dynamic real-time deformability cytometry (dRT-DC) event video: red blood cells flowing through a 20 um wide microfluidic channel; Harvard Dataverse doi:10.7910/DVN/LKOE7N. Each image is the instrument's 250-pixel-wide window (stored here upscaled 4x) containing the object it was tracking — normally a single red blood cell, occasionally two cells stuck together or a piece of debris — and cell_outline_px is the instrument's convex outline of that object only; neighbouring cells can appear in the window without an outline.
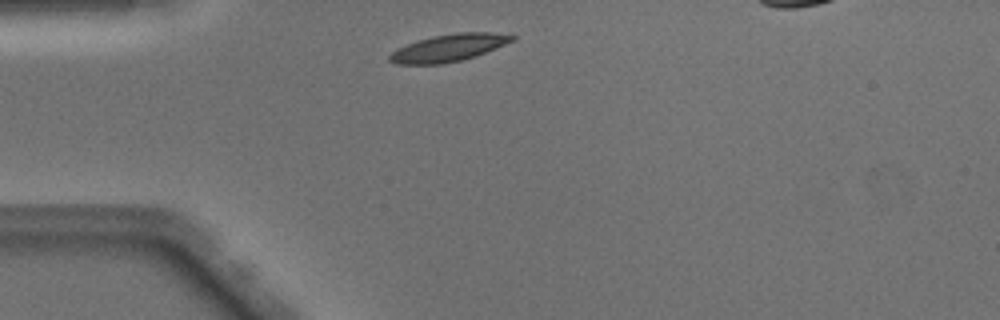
{"species": "Egyptian fruit bat (a non-hibernating species)", "species_latin": "Rousettus aegyptiacus", "temperature_condition": "warm", "stored_images_in_passage": 36, "camera_frame_rate_fps": 3000, "um_per_image_px": 0.085, "animal": {"sex": "male"}, "frame": {"image": 1, "passage_image": 2, "time_ms": 0.333, "image_size_px": [1000, 320], "cell_outline_px": [[516, 40], [476, 56], [460, 60], [440, 64], [396, 64], [388, 60], [388, 56], [396, 48], [432, 36], [456, 32], [492, 32], [516, 36]], "centroid_in_image_um": [38.15, 4.06], "position_along_channel_um": 46.8, "area_um2": 19.42}}
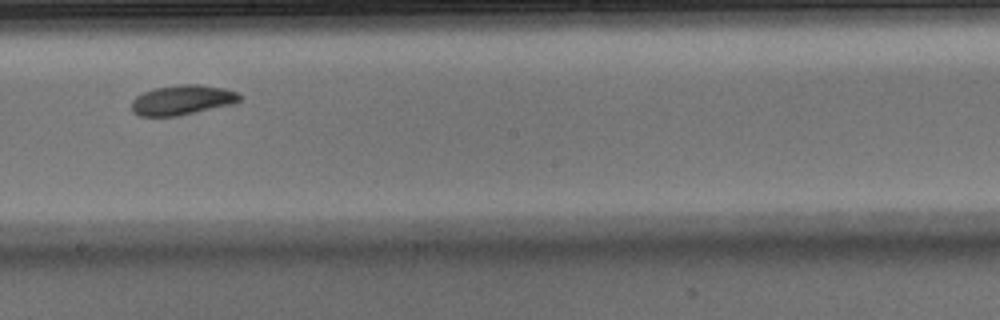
{"frame": {"image": 2, "passage_image": 17, "time_ms": 5.333, "image_size_px": [1000, 320], "cell_outline_px": [[240, 100], [232, 104], [176, 116], [140, 116], [132, 112], [132, 100], [136, 96], [144, 92], [156, 88], [180, 84], [200, 84], [224, 88], [236, 92], [240, 96]], "centroid_in_image_um": [15.47, 8.49], "position_along_channel_um": 232.7, "area_um2": 18.61}}
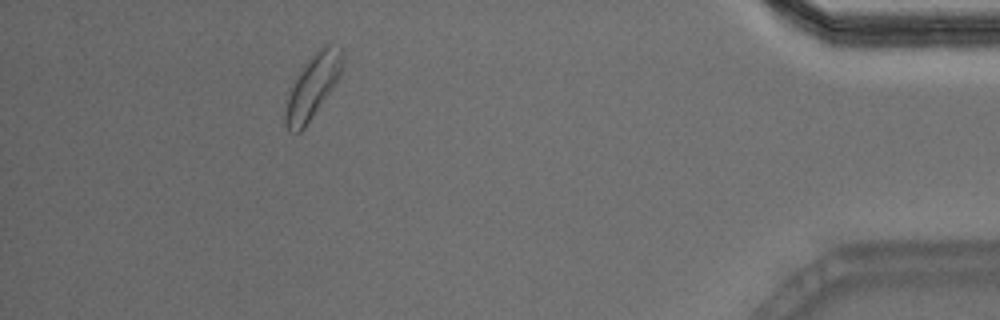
{"frame": {"image": 3, "passage_image": 34, "time_ms": 11.0, "image_size_px": [1000, 320], "cell_outline_px": [[344, 60], [340, 76], [332, 88], [304, 128], [300, 132], [288, 132], [284, 124], [284, 116], [288, 88], [304, 64], [320, 48], [328, 44], [340, 48], [344, 52]], "centroid_in_image_um": [26.54, 7.36], "position_along_channel_um": 408.7, "area_um2": 21.15}, "authors_computed_cell_mechanics": {"area_um2": 18.8717, "velocity_mm_per_s": 4.031, "shape_relaxation_time_tau1_ms": 2.6283, "shape_relaxation_time_tau2_ms": 5.3973, "deformation_change_tau1": 0.1125, "deformation_change_tau2": 0.0969}}